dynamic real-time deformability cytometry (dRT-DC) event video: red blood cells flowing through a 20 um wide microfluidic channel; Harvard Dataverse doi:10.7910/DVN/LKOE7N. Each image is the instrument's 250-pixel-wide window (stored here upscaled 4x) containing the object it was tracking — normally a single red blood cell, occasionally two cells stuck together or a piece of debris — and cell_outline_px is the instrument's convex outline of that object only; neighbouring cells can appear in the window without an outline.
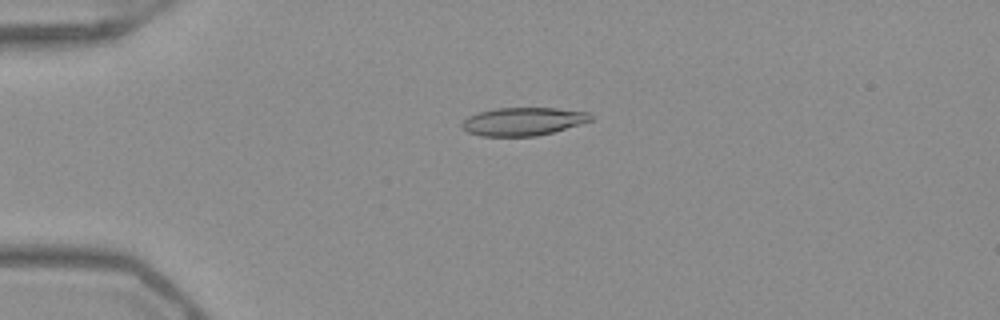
{"species": "Egyptian fruit bat (a non-hibernating species)", "species_latin": "Rousettus aegyptiacus", "temperature_condition": "warm", "stored_images_in_passage": 52, "camera_frame_rate_fps": 3000, "um_per_image_px": 0.085, "frame": {"image": 1, "passage_image": 13, "time_ms": 4.0, "image_size_px": [1000, 320], "cell_outline_px": [[592, 120], [580, 124], [552, 132], [536, 136], [480, 136], [468, 132], [460, 124], [468, 116], [480, 112], [496, 108], [556, 108], [588, 112], [592, 116]], "centroid_in_image_um": [44.45, 10.32], "position_along_channel_um": 40.5, "area_um2": 20.92}}
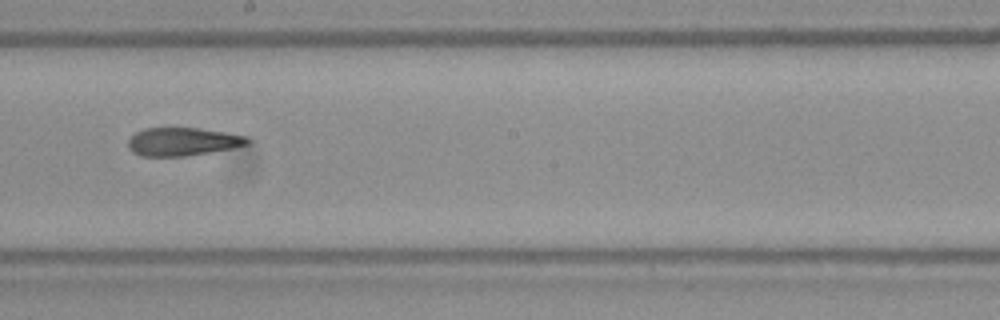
{"frame": {"image": 2, "passage_image": 30, "time_ms": 9.667, "image_size_px": [1000, 320], "cell_outline_px": [[252, 140], [248, 144], [232, 148], [184, 156], [140, 156], [132, 152], [128, 148], [128, 140], [136, 132], [144, 128], [200, 128], [248, 136]], "centroid_in_image_um": [15.52, 12.04], "position_along_channel_um": 232.7, "area_um2": 19.59}}
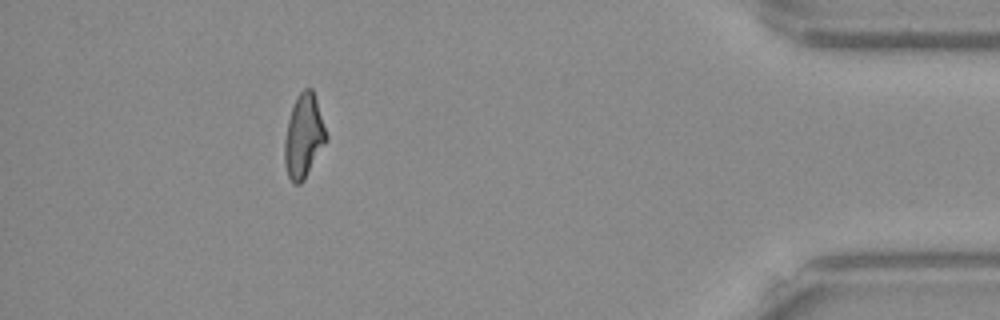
{"frame": {"image": 3, "passage_image": 47, "time_ms": 15.333, "image_size_px": [1000, 320], "cell_outline_px": [[328, 140], [304, 180], [300, 184], [292, 184], [288, 176], [284, 164], [284, 140], [288, 120], [296, 96], [304, 88], [312, 88], [328, 136]], "centroid_in_image_um": [25.81, 11.61], "position_along_channel_um": 409.4, "area_um2": 20.4}, "authors_computed_cell_mechanics": {"area_um2": 20.6057, "velocity_mm_per_s": 3.996, "shape_relaxation_time_tau1_ms": null, "shape_relaxation_time_tau2_ms": 3.6913, "deformation_change_tau1": null, "deformation_change_tau2": 0.1431}}